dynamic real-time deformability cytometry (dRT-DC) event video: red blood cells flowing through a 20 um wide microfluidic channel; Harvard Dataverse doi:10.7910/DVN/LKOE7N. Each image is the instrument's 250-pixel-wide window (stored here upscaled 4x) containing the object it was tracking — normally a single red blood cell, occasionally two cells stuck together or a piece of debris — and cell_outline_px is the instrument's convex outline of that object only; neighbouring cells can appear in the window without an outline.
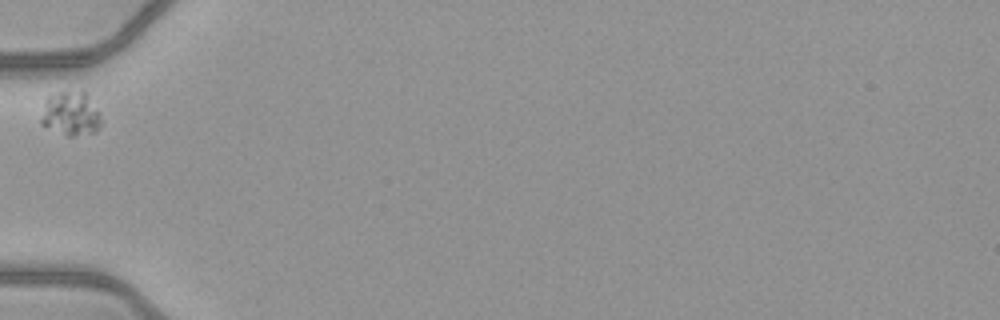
{"species": "common noctule bat (a hibernating species)", "species_latin": "Nyctalus noctula", "temperature_condition": "warm", "stored_images_in_passage": 37, "camera_frame_rate_fps": 3000, "um_per_image_px": 0.085, "animal": {"sex": "female", "body_mass_g": 21.9}, "frame": {"image": 1, "passage_image": 1, "time_ms": 0.0, "image_size_px": [1000, 320], "cell_outline_px": [[100, 128], [96, 132], [76, 136], [68, 136], [40, 124], [40, 120], [44, 100], [48, 96], [60, 92], [84, 92], [100, 112]], "centroid_in_image_um": [6.0, 9.69], "position_along_channel_um": 79.0, "area_um2": 15.37}}
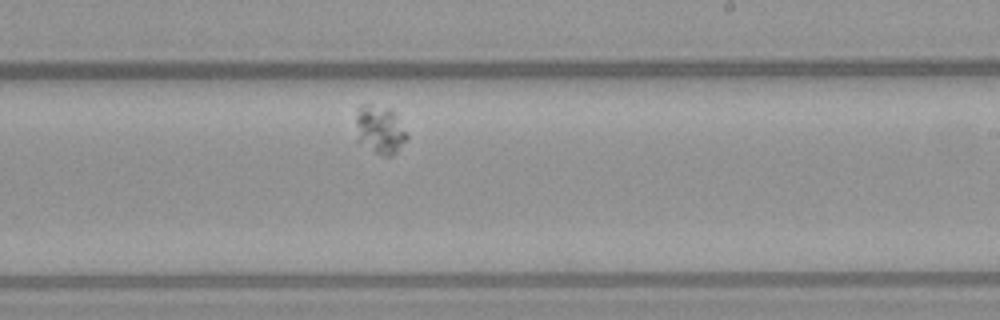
{"frame": {"image": 2, "passage_image": 16, "time_ms": 5.0, "image_size_px": [1000, 320], "cell_outline_px": [[408, 136], [396, 152], [392, 156], [384, 156], [376, 152], [356, 140], [356, 116], [360, 104], [372, 104], [392, 108], [396, 112]], "centroid_in_image_um": [32.28, 10.97], "position_along_channel_um": 256.7, "area_um2": 14.51}}
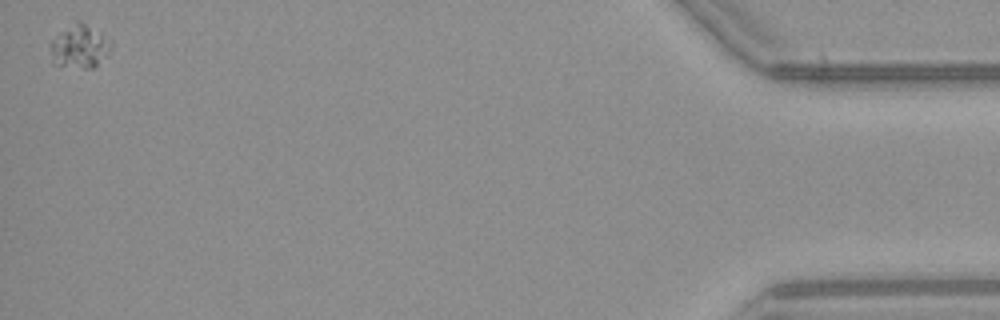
{"frame": {"image": 3, "passage_image": 37, "time_ms": 12.0, "image_size_px": [1000, 320], "cell_outline_px": [[112, 44], [108, 52], [92, 68], [84, 68], [52, 64], [48, 44], [60, 32], [80, 20], [84, 20], [112, 40]], "centroid_in_image_um": [6.74, 3.92], "position_along_channel_um": 428.5, "area_um2": 15.37}}